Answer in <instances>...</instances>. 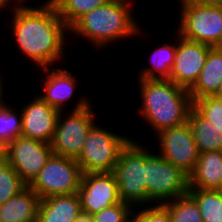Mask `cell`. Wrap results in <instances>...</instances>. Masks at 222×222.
<instances>
[{
	"mask_svg": "<svg viewBox=\"0 0 222 222\" xmlns=\"http://www.w3.org/2000/svg\"><path fill=\"white\" fill-rule=\"evenodd\" d=\"M199 3L204 5L222 6V0H200Z\"/></svg>",
	"mask_w": 222,
	"mask_h": 222,
	"instance_id": "33",
	"label": "cell"
},
{
	"mask_svg": "<svg viewBox=\"0 0 222 222\" xmlns=\"http://www.w3.org/2000/svg\"><path fill=\"white\" fill-rule=\"evenodd\" d=\"M2 68H4V67H1L0 68V110H2V109H4L8 104H9V102L7 101L6 102V100H5V97L4 96H8L10 93H8L7 95H4V94H6L5 92V90H4V88L6 87L5 85H6V83H4V80L3 79H5L3 76H5L4 75V72L1 70ZM2 71V72H1ZM2 73H3V75H2Z\"/></svg>",
	"mask_w": 222,
	"mask_h": 222,
	"instance_id": "31",
	"label": "cell"
},
{
	"mask_svg": "<svg viewBox=\"0 0 222 222\" xmlns=\"http://www.w3.org/2000/svg\"><path fill=\"white\" fill-rule=\"evenodd\" d=\"M50 1L66 26L70 28L80 17L113 0H46Z\"/></svg>",
	"mask_w": 222,
	"mask_h": 222,
	"instance_id": "23",
	"label": "cell"
},
{
	"mask_svg": "<svg viewBox=\"0 0 222 222\" xmlns=\"http://www.w3.org/2000/svg\"><path fill=\"white\" fill-rule=\"evenodd\" d=\"M22 104L21 136L50 143L55 131L59 110L44 102L37 94Z\"/></svg>",
	"mask_w": 222,
	"mask_h": 222,
	"instance_id": "14",
	"label": "cell"
},
{
	"mask_svg": "<svg viewBox=\"0 0 222 222\" xmlns=\"http://www.w3.org/2000/svg\"><path fill=\"white\" fill-rule=\"evenodd\" d=\"M133 207L120 202L93 214L94 222H129Z\"/></svg>",
	"mask_w": 222,
	"mask_h": 222,
	"instance_id": "29",
	"label": "cell"
},
{
	"mask_svg": "<svg viewBox=\"0 0 222 222\" xmlns=\"http://www.w3.org/2000/svg\"><path fill=\"white\" fill-rule=\"evenodd\" d=\"M199 153L222 151V133L203 118L193 107L187 119Z\"/></svg>",
	"mask_w": 222,
	"mask_h": 222,
	"instance_id": "21",
	"label": "cell"
},
{
	"mask_svg": "<svg viewBox=\"0 0 222 222\" xmlns=\"http://www.w3.org/2000/svg\"><path fill=\"white\" fill-rule=\"evenodd\" d=\"M211 46L183 38L176 32V53L169 80L190 89L201 74Z\"/></svg>",
	"mask_w": 222,
	"mask_h": 222,
	"instance_id": "12",
	"label": "cell"
},
{
	"mask_svg": "<svg viewBox=\"0 0 222 222\" xmlns=\"http://www.w3.org/2000/svg\"><path fill=\"white\" fill-rule=\"evenodd\" d=\"M149 145H146V205L164 204L187 194L189 175L153 150L154 144L153 148Z\"/></svg>",
	"mask_w": 222,
	"mask_h": 222,
	"instance_id": "6",
	"label": "cell"
},
{
	"mask_svg": "<svg viewBox=\"0 0 222 222\" xmlns=\"http://www.w3.org/2000/svg\"><path fill=\"white\" fill-rule=\"evenodd\" d=\"M120 1H125V2H128V3H131L133 5H135L136 3H138V0H120ZM135 3V4H134Z\"/></svg>",
	"mask_w": 222,
	"mask_h": 222,
	"instance_id": "37",
	"label": "cell"
},
{
	"mask_svg": "<svg viewBox=\"0 0 222 222\" xmlns=\"http://www.w3.org/2000/svg\"><path fill=\"white\" fill-rule=\"evenodd\" d=\"M74 222H94L92 214L81 212Z\"/></svg>",
	"mask_w": 222,
	"mask_h": 222,
	"instance_id": "32",
	"label": "cell"
},
{
	"mask_svg": "<svg viewBox=\"0 0 222 222\" xmlns=\"http://www.w3.org/2000/svg\"><path fill=\"white\" fill-rule=\"evenodd\" d=\"M193 108L222 133V100L215 96H206L193 101Z\"/></svg>",
	"mask_w": 222,
	"mask_h": 222,
	"instance_id": "27",
	"label": "cell"
},
{
	"mask_svg": "<svg viewBox=\"0 0 222 222\" xmlns=\"http://www.w3.org/2000/svg\"><path fill=\"white\" fill-rule=\"evenodd\" d=\"M136 138L132 136L121 149L112 171L120 200L133 208L146 205V145Z\"/></svg>",
	"mask_w": 222,
	"mask_h": 222,
	"instance_id": "5",
	"label": "cell"
},
{
	"mask_svg": "<svg viewBox=\"0 0 222 222\" xmlns=\"http://www.w3.org/2000/svg\"><path fill=\"white\" fill-rule=\"evenodd\" d=\"M151 139H155V150L165 160L188 175L194 170L199 152L188 122L163 129L156 136L152 135Z\"/></svg>",
	"mask_w": 222,
	"mask_h": 222,
	"instance_id": "11",
	"label": "cell"
},
{
	"mask_svg": "<svg viewBox=\"0 0 222 222\" xmlns=\"http://www.w3.org/2000/svg\"><path fill=\"white\" fill-rule=\"evenodd\" d=\"M173 39L166 40V42L157 45L151 53L149 52V59L147 65L138 68L137 77L135 79H168L171 73V69L174 65L175 53H176V31ZM174 40V41H172ZM172 41V43L170 42ZM174 42V43H173ZM149 63V65H148Z\"/></svg>",
	"mask_w": 222,
	"mask_h": 222,
	"instance_id": "20",
	"label": "cell"
},
{
	"mask_svg": "<svg viewBox=\"0 0 222 222\" xmlns=\"http://www.w3.org/2000/svg\"><path fill=\"white\" fill-rule=\"evenodd\" d=\"M40 71L41 74L45 73L42 75L45 78H42V81L44 80L43 85L41 84L42 92H38V96L55 109L65 111L69 106L68 103L70 104L69 101L72 103V98H75V94L78 93L76 89H81V82H78L77 75L65 66L59 67L58 65L41 68Z\"/></svg>",
	"mask_w": 222,
	"mask_h": 222,
	"instance_id": "15",
	"label": "cell"
},
{
	"mask_svg": "<svg viewBox=\"0 0 222 222\" xmlns=\"http://www.w3.org/2000/svg\"><path fill=\"white\" fill-rule=\"evenodd\" d=\"M34 1L12 10L5 26H10L8 32L12 31L11 41L15 39L17 53L21 52L26 61L29 59L34 64L31 67L41 69L57 63L59 66L66 57L69 28L50 1H42L41 5L36 1V7Z\"/></svg>",
	"mask_w": 222,
	"mask_h": 222,
	"instance_id": "1",
	"label": "cell"
},
{
	"mask_svg": "<svg viewBox=\"0 0 222 222\" xmlns=\"http://www.w3.org/2000/svg\"><path fill=\"white\" fill-rule=\"evenodd\" d=\"M78 194L82 212L92 215L121 202L113 172L83 173Z\"/></svg>",
	"mask_w": 222,
	"mask_h": 222,
	"instance_id": "13",
	"label": "cell"
},
{
	"mask_svg": "<svg viewBox=\"0 0 222 222\" xmlns=\"http://www.w3.org/2000/svg\"><path fill=\"white\" fill-rule=\"evenodd\" d=\"M25 2V0H0V12H2L1 15H3V11H9L10 13L12 10L23 5Z\"/></svg>",
	"mask_w": 222,
	"mask_h": 222,
	"instance_id": "30",
	"label": "cell"
},
{
	"mask_svg": "<svg viewBox=\"0 0 222 222\" xmlns=\"http://www.w3.org/2000/svg\"><path fill=\"white\" fill-rule=\"evenodd\" d=\"M215 97H217L218 99H221L222 100V82L220 84V87L215 95Z\"/></svg>",
	"mask_w": 222,
	"mask_h": 222,
	"instance_id": "35",
	"label": "cell"
},
{
	"mask_svg": "<svg viewBox=\"0 0 222 222\" xmlns=\"http://www.w3.org/2000/svg\"><path fill=\"white\" fill-rule=\"evenodd\" d=\"M187 193L196 201L203 222H222V194L219 190L189 188Z\"/></svg>",
	"mask_w": 222,
	"mask_h": 222,
	"instance_id": "22",
	"label": "cell"
},
{
	"mask_svg": "<svg viewBox=\"0 0 222 222\" xmlns=\"http://www.w3.org/2000/svg\"><path fill=\"white\" fill-rule=\"evenodd\" d=\"M82 212L78 193L40 199L37 222H74Z\"/></svg>",
	"mask_w": 222,
	"mask_h": 222,
	"instance_id": "16",
	"label": "cell"
},
{
	"mask_svg": "<svg viewBox=\"0 0 222 222\" xmlns=\"http://www.w3.org/2000/svg\"><path fill=\"white\" fill-rule=\"evenodd\" d=\"M137 95L140 98L137 114L142 124L147 125L154 136L166 128L187 122L193 107L188 89L176 85L169 79H136ZM138 83V84H137ZM149 126V127H148ZM150 128V129H149Z\"/></svg>",
	"mask_w": 222,
	"mask_h": 222,
	"instance_id": "3",
	"label": "cell"
},
{
	"mask_svg": "<svg viewBox=\"0 0 222 222\" xmlns=\"http://www.w3.org/2000/svg\"><path fill=\"white\" fill-rule=\"evenodd\" d=\"M117 132L103 126V123L96 121L93 124L76 159L82 173L113 171L121 149L132 138L130 133L124 135V132Z\"/></svg>",
	"mask_w": 222,
	"mask_h": 222,
	"instance_id": "7",
	"label": "cell"
},
{
	"mask_svg": "<svg viewBox=\"0 0 222 222\" xmlns=\"http://www.w3.org/2000/svg\"><path fill=\"white\" fill-rule=\"evenodd\" d=\"M134 7L135 5L120 0L100 5L84 14L69 28V39L81 38L89 42L90 47L93 45V49L105 50L104 52L107 51L106 48L110 49L124 39L131 41L142 37V41L149 37V31L147 28L145 32L141 22H138L140 19L134 15Z\"/></svg>",
	"mask_w": 222,
	"mask_h": 222,
	"instance_id": "2",
	"label": "cell"
},
{
	"mask_svg": "<svg viewBox=\"0 0 222 222\" xmlns=\"http://www.w3.org/2000/svg\"><path fill=\"white\" fill-rule=\"evenodd\" d=\"M52 154L53 150L50 143L24 136L12 139L0 149V155L19 174L27 186L37 176Z\"/></svg>",
	"mask_w": 222,
	"mask_h": 222,
	"instance_id": "10",
	"label": "cell"
},
{
	"mask_svg": "<svg viewBox=\"0 0 222 222\" xmlns=\"http://www.w3.org/2000/svg\"><path fill=\"white\" fill-rule=\"evenodd\" d=\"M199 1L200 0H176L174 5L176 6V3L178 2L177 6L179 5L178 7H180V6L188 4V3H196V2H199Z\"/></svg>",
	"mask_w": 222,
	"mask_h": 222,
	"instance_id": "34",
	"label": "cell"
},
{
	"mask_svg": "<svg viewBox=\"0 0 222 222\" xmlns=\"http://www.w3.org/2000/svg\"><path fill=\"white\" fill-rule=\"evenodd\" d=\"M163 205L169 211L171 222H203L196 201L188 193Z\"/></svg>",
	"mask_w": 222,
	"mask_h": 222,
	"instance_id": "24",
	"label": "cell"
},
{
	"mask_svg": "<svg viewBox=\"0 0 222 222\" xmlns=\"http://www.w3.org/2000/svg\"><path fill=\"white\" fill-rule=\"evenodd\" d=\"M215 48H216L217 50L222 51V36H221L219 42L216 44Z\"/></svg>",
	"mask_w": 222,
	"mask_h": 222,
	"instance_id": "36",
	"label": "cell"
},
{
	"mask_svg": "<svg viewBox=\"0 0 222 222\" xmlns=\"http://www.w3.org/2000/svg\"><path fill=\"white\" fill-rule=\"evenodd\" d=\"M176 9H179L175 22L177 29L171 27V31L176 30L185 39L216 46L222 36V6L196 2Z\"/></svg>",
	"mask_w": 222,
	"mask_h": 222,
	"instance_id": "8",
	"label": "cell"
},
{
	"mask_svg": "<svg viewBox=\"0 0 222 222\" xmlns=\"http://www.w3.org/2000/svg\"><path fill=\"white\" fill-rule=\"evenodd\" d=\"M129 222H171V217L163 204H151L134 207Z\"/></svg>",
	"mask_w": 222,
	"mask_h": 222,
	"instance_id": "28",
	"label": "cell"
},
{
	"mask_svg": "<svg viewBox=\"0 0 222 222\" xmlns=\"http://www.w3.org/2000/svg\"><path fill=\"white\" fill-rule=\"evenodd\" d=\"M10 104L0 110V149H2L12 139L21 136V109L17 110L15 107L16 105L12 103Z\"/></svg>",
	"mask_w": 222,
	"mask_h": 222,
	"instance_id": "25",
	"label": "cell"
},
{
	"mask_svg": "<svg viewBox=\"0 0 222 222\" xmlns=\"http://www.w3.org/2000/svg\"><path fill=\"white\" fill-rule=\"evenodd\" d=\"M40 197L26 186L7 202L0 204V222H37Z\"/></svg>",
	"mask_w": 222,
	"mask_h": 222,
	"instance_id": "18",
	"label": "cell"
},
{
	"mask_svg": "<svg viewBox=\"0 0 222 222\" xmlns=\"http://www.w3.org/2000/svg\"><path fill=\"white\" fill-rule=\"evenodd\" d=\"M222 186V151L199 153L189 174V188L219 190Z\"/></svg>",
	"mask_w": 222,
	"mask_h": 222,
	"instance_id": "17",
	"label": "cell"
},
{
	"mask_svg": "<svg viewBox=\"0 0 222 222\" xmlns=\"http://www.w3.org/2000/svg\"><path fill=\"white\" fill-rule=\"evenodd\" d=\"M222 82V51L211 47L205 65L195 84L188 90L192 102L206 96H215Z\"/></svg>",
	"mask_w": 222,
	"mask_h": 222,
	"instance_id": "19",
	"label": "cell"
},
{
	"mask_svg": "<svg viewBox=\"0 0 222 222\" xmlns=\"http://www.w3.org/2000/svg\"><path fill=\"white\" fill-rule=\"evenodd\" d=\"M82 171L76 159L52 154L28 185L40 199L78 193Z\"/></svg>",
	"mask_w": 222,
	"mask_h": 222,
	"instance_id": "9",
	"label": "cell"
},
{
	"mask_svg": "<svg viewBox=\"0 0 222 222\" xmlns=\"http://www.w3.org/2000/svg\"><path fill=\"white\" fill-rule=\"evenodd\" d=\"M77 99L71 111L59 112L50 142L53 154L73 159L78 158L88 131L98 120L94 111L95 106L92 105L93 99L85 95Z\"/></svg>",
	"mask_w": 222,
	"mask_h": 222,
	"instance_id": "4",
	"label": "cell"
},
{
	"mask_svg": "<svg viewBox=\"0 0 222 222\" xmlns=\"http://www.w3.org/2000/svg\"><path fill=\"white\" fill-rule=\"evenodd\" d=\"M27 185L0 155V204L17 195Z\"/></svg>",
	"mask_w": 222,
	"mask_h": 222,
	"instance_id": "26",
	"label": "cell"
}]
</instances>
